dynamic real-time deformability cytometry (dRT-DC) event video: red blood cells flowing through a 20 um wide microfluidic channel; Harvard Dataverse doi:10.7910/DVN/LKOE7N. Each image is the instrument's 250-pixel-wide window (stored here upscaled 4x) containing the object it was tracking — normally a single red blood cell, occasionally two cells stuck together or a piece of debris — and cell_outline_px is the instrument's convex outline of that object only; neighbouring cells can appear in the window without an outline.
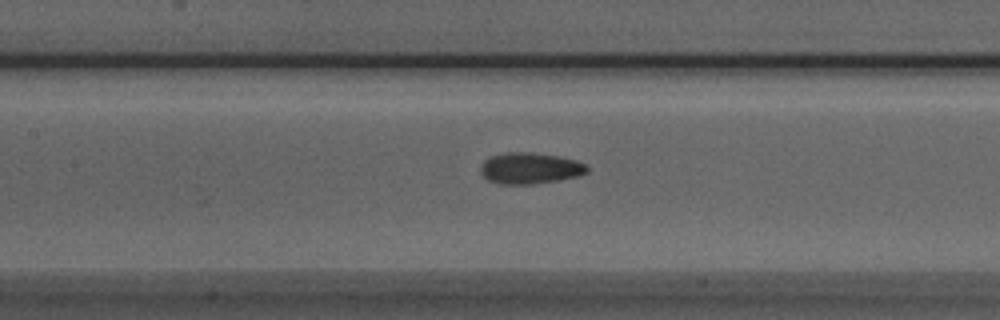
{"species": "Egyptian fruit bat (a non-hibernating species)", "species_latin": "Rousettus aegyptiacus", "temperature_condition": "room temperature", "stored_images_in_passage": 34, "camera_frame_rate_fps": 3000, "um_per_image_px": 0.085, "animal": {"sex": "male"}, "frame": {"image": 1, "passage_image": 15, "time_ms": 4.667, "image_size_px": [1000, 320], "cell_outline_px": [[588, 172], [580, 176], [532, 184], [500, 184], [488, 180], [480, 172], [480, 168], [484, 160], [492, 156], [508, 152], [532, 152], [556, 156], [576, 160], [584, 164], [588, 168]], "centroid_in_image_um": [45.04, 14.3], "position_along_channel_um": 162.4, "area_um2": 19.25}}
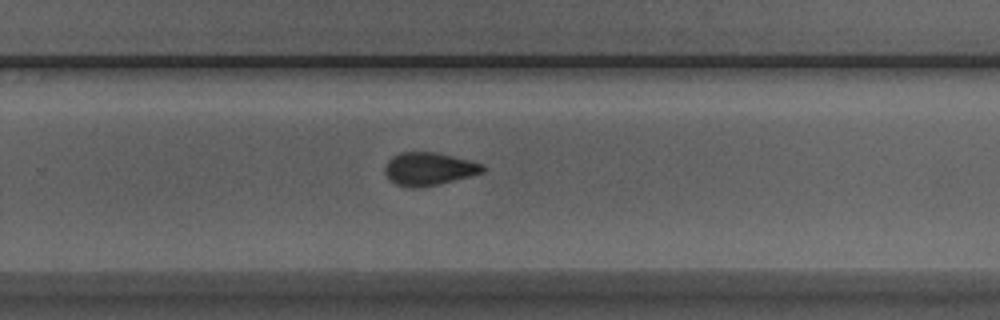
{"frame": {"image": 2, "passage_image": 25, "time_ms": 8.0, "image_size_px": [1000, 320], "cell_outline_px": [[484, 172], [440, 184], [396, 184], [388, 180], [384, 172], [384, 168], [388, 160], [392, 156], [400, 152], [436, 152], [484, 164]], "centroid_in_image_um": [36.45, 14.3], "position_along_channel_um": 293.3, "area_um2": 18.15}}
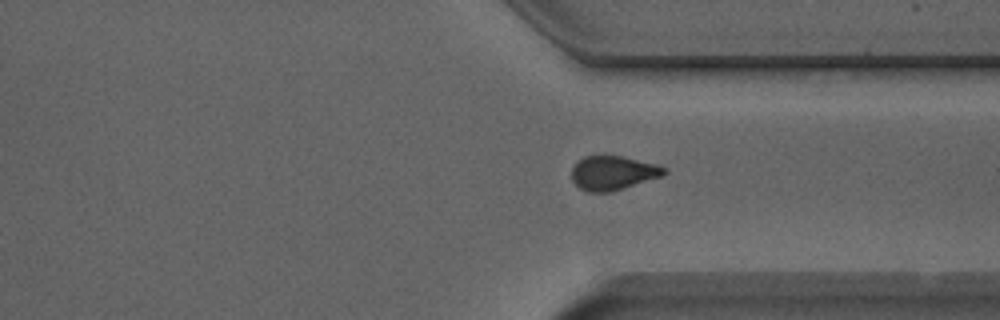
{"frame": {"image": 3, "passage_image": 30, "time_ms": 9.667, "image_size_px": [1000, 320], "cell_outline_px": [[668, 172], [664, 176], [624, 188], [608, 192], [588, 192], [580, 188], [572, 180], [572, 168], [584, 156], [620, 156], [656, 164], [668, 168]], "centroid_in_image_um": [52.15, 14.71], "position_along_channel_um": 359.2, "area_um2": 18.32}}